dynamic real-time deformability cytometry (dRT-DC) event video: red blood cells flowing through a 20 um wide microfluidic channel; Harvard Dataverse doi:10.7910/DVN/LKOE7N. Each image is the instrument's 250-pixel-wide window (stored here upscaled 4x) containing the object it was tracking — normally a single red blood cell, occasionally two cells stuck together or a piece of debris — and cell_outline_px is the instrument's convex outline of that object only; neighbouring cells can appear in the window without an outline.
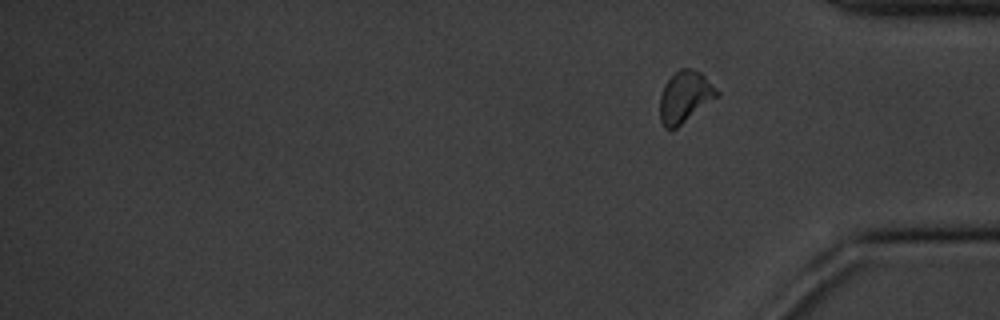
{"species": "common noctule bat (a hibernating species)", "species_latin": "Nyctalus noctula", "temperature_condition": "cold", "stored_images_in_passage": 14, "segment_of_instrument_passage": [2, 2], "camera_frame_rate_fps": 3000, "um_per_image_px": 0.085, "animal": {"sex": "male", "body_mass_g": 20.1, "forearm_length_mm": 53.5}, "frame": {"image": 1, "passage_image": 14, "time_ms": 4.333, "image_size_px": [1000, 320], "cell_outline_px": [[720, 96], [676, 128], [664, 128], [660, 120], [660, 96], [664, 84], [680, 68], [688, 68], [700, 72], [720, 92]], "centroid_in_image_um": [58.23, 8.24], "position_along_channel_um": 377.0, "area_um2": 17.05}}